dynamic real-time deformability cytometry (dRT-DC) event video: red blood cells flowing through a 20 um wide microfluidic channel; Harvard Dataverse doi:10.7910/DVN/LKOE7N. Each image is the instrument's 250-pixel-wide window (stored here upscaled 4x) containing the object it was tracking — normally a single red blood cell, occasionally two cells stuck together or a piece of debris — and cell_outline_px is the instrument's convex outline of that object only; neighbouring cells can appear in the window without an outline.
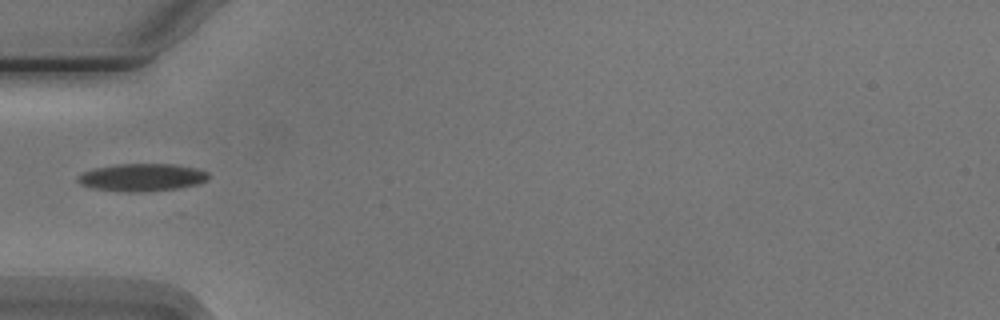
{"species": "Egyptian fruit bat (a non-hibernating species)", "species_latin": "Rousettus aegyptiacus", "temperature_condition": "cold", "stored_images_in_passage": 5, "camera_frame_rate_fps": 3000, "um_per_image_px": 0.085, "animal": {"sex": "male"}, "frame": {"image": 1, "passage_image": 4, "time_ms": 4.667, "image_size_px": [1000, 320], "cell_outline_px": [[208, 180], [200, 184], [180, 188], [148, 192], [124, 192], [92, 188], [80, 184], [76, 180], [76, 176], [84, 172], [96, 168], [116, 164], [172, 164], [196, 168], [208, 172]], "centroid_in_image_um": [12.08, 15.09], "position_along_channel_um": 72.9, "area_um2": 21.27}}
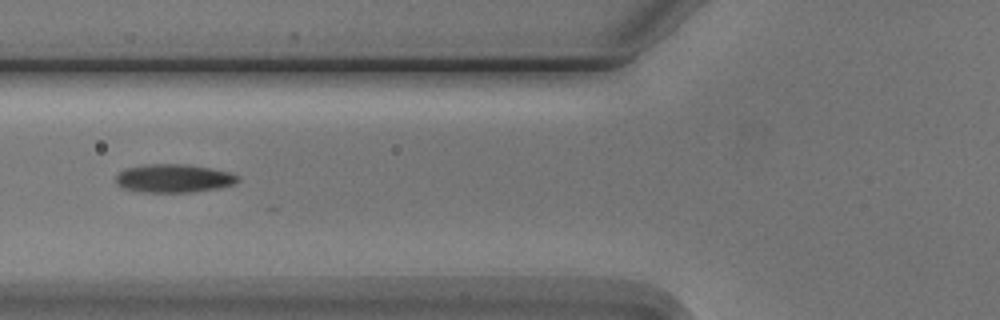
{"frame": {"image": 2, "passage_image": 5, "time_ms": 5.667, "image_size_px": [1000, 320], "cell_outline_px": [[240, 180], [232, 184], [216, 188], [192, 192], [144, 192], [124, 188], [116, 184], [116, 176], [120, 172], [128, 168], [148, 164], [188, 164], [212, 168], [228, 172], [236, 176]], "centroid_in_image_um": [14.75, 15.15], "position_along_channel_um": 111.0, "area_um2": 19.88}}